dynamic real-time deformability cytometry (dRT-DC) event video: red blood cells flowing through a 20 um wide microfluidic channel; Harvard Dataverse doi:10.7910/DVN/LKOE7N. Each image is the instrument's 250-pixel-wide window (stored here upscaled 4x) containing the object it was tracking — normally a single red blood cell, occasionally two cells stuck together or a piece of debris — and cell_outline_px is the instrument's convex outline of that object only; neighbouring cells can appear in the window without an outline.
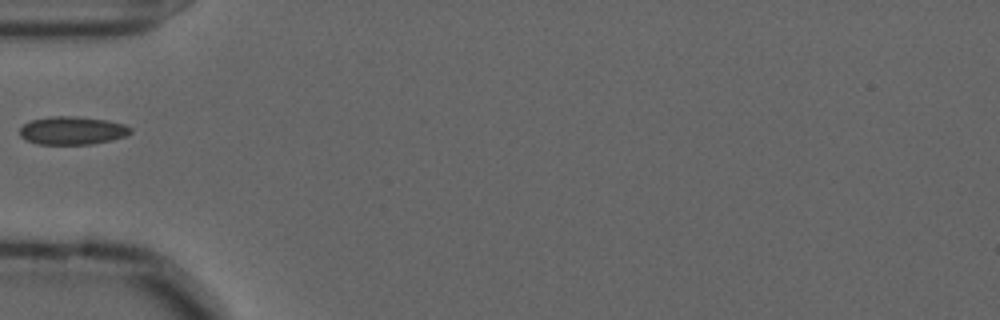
{"species": "common noctule bat (a hibernating species)", "species_latin": "Nyctalus noctula", "temperature_condition": "cold", "stored_images_in_passage": 5, "camera_frame_rate_fps": 3000, "um_per_image_px": 0.085, "animal": {"sex": "male", "forearm_length_mm": 52.5}, "frame": {"image": 1, "passage_image": 1, "time_ms": 0.0, "image_size_px": [1000, 320], "cell_outline_px": [[132, 132], [124, 136], [92, 144], [40, 144], [24, 140], [20, 136], [20, 128], [24, 124], [32, 120], [52, 116], [76, 116], [108, 120], [124, 124], [132, 128]], "centroid_in_image_um": [6.13, 11.09], "position_along_channel_um": 78.9, "area_um2": 18.09}}